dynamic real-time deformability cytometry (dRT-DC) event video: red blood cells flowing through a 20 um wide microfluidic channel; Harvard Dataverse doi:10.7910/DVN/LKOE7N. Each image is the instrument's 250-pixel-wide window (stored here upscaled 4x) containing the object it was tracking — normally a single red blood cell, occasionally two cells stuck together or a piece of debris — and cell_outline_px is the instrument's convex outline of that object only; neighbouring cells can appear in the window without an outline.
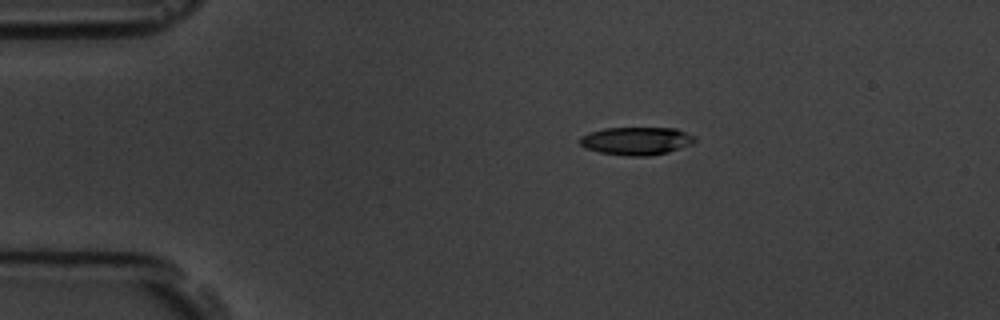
{"species": "common noctule bat (a hibernating species)", "species_latin": "Nyctalus noctula", "temperature_condition": "room temperature", "stored_images_in_passage": 5, "camera_frame_rate_fps": 3000, "um_per_image_px": 0.085, "animal": {"sex": "male", "body_mass_g": 19.5, "forearm_length_mm": 54.6}, "frame": {"image": 1, "passage_image": 5, "time_ms": 5.333, "image_size_px": [1000, 320], "cell_outline_px": [[696, 140], [692, 144], [668, 152], [648, 156], [628, 156], [600, 152], [584, 148], [580, 144], [580, 136], [588, 132], [604, 128], [676, 128], [696, 136]], "centroid_in_image_um": [54.09, 11.97], "position_along_channel_um": 30.9, "area_um2": 18.84}}